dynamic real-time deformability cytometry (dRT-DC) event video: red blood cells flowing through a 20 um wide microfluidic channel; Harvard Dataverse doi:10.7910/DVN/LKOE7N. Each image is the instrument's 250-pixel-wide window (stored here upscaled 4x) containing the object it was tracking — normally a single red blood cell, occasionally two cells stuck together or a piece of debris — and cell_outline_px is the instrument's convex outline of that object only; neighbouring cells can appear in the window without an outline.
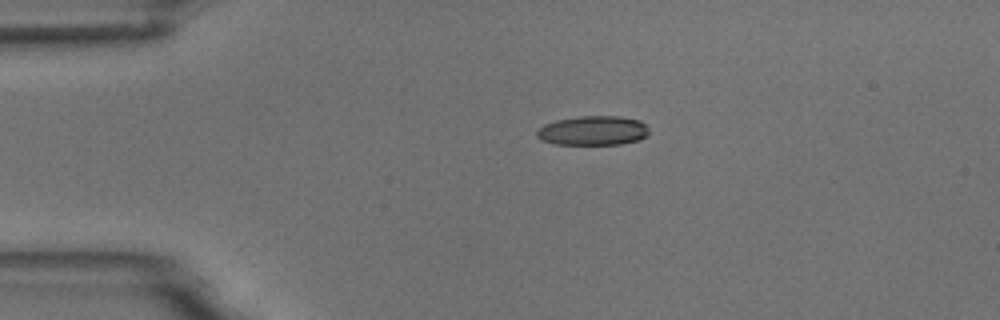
{"species": "common noctule bat (a hibernating species)", "species_latin": "Nyctalus noctula", "temperature_condition": "room temperature", "stored_images_in_passage": 5, "camera_frame_rate_fps": 3000, "um_per_image_px": 0.085, "animal": {"sex": "male", "body_mass_g": 18.8}, "frame": {"image": 1, "passage_image": 5, "time_ms": 5.333, "image_size_px": [1000, 320], "cell_outline_px": [[648, 132], [640, 140], [620, 144], [556, 144], [540, 140], [536, 136], [536, 132], [544, 124], [556, 120], [580, 116], [620, 116], [640, 120], [648, 128]], "centroid_in_image_um": [50.39, 11.1], "position_along_channel_um": 34.6, "area_um2": 19.19}}